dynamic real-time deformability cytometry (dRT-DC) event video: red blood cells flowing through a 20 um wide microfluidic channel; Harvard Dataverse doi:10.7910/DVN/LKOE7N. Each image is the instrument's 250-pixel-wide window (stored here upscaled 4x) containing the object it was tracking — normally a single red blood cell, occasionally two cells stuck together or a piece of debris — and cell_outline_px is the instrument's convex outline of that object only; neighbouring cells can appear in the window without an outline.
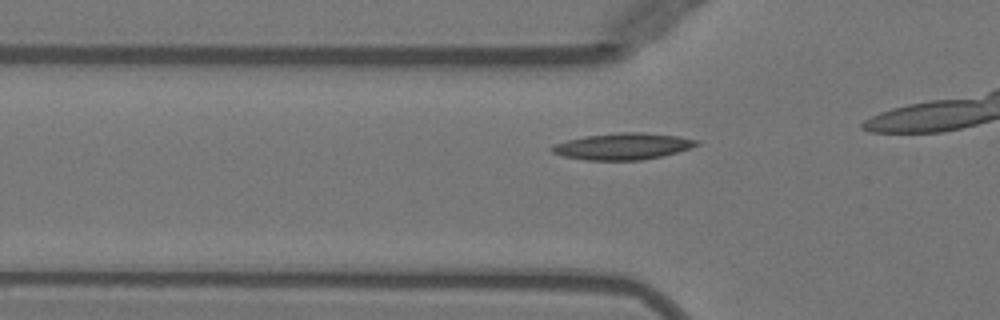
{"species": "Egyptian fruit bat (a non-hibernating species)", "species_latin": "Rousettus aegyptiacus", "temperature_condition": "warm", "stored_images_in_passage": 13, "camera_frame_rate_fps": 3000, "um_per_image_px": 0.085, "animal": {"sex": "female"}, "frame": {"image": 1, "passage_image": 8, "time_ms": 2.333, "image_size_px": [1000, 320], "cell_outline_px": [[700, 144], [676, 152], [660, 156], [640, 160], [584, 160], [564, 156], [552, 152], [548, 148], [556, 144], [568, 140], [584, 136], [620, 132], [640, 132], [680, 136], [700, 140]], "centroid_in_image_um": [52.94, 12.43], "position_along_channel_um": 72.9, "area_um2": 22.25}}